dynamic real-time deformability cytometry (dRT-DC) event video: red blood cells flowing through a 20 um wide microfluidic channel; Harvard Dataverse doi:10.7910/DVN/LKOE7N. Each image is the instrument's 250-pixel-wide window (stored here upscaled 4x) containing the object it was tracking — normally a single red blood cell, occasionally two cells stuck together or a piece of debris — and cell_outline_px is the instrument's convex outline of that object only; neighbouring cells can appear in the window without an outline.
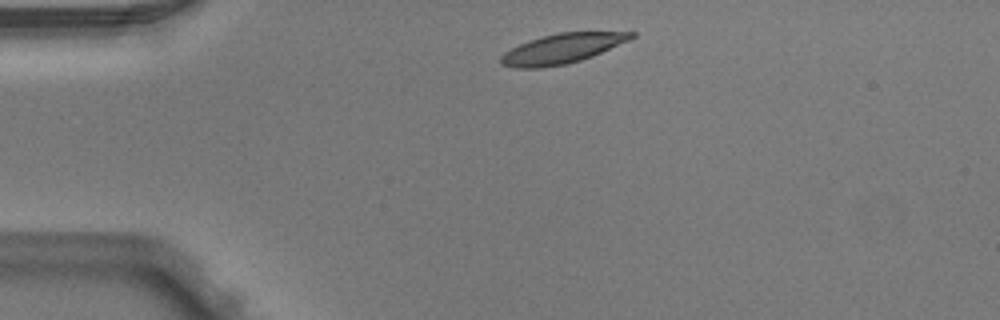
{"species": "Egyptian fruit bat (a non-hibernating species)", "species_latin": "Rousettus aegyptiacus", "temperature_condition": "warm", "stored_images_in_passage": 2, "camera_frame_rate_fps": 3000, "um_per_image_px": 0.085, "animal": {"sex": "male"}, "frame": {"image": 1, "passage_image": 1, "time_ms": 0.0, "image_size_px": [1000, 320], "cell_outline_px": [[636, 36], [628, 40], [592, 56], [580, 60], [564, 64], [540, 68], [516, 68], [500, 64], [500, 56], [504, 52], [528, 40], [540, 36], [560, 32], [636, 32]], "centroid_in_image_um": [47.73, 4.13], "position_along_channel_um": 37.3, "area_um2": 22.43}}